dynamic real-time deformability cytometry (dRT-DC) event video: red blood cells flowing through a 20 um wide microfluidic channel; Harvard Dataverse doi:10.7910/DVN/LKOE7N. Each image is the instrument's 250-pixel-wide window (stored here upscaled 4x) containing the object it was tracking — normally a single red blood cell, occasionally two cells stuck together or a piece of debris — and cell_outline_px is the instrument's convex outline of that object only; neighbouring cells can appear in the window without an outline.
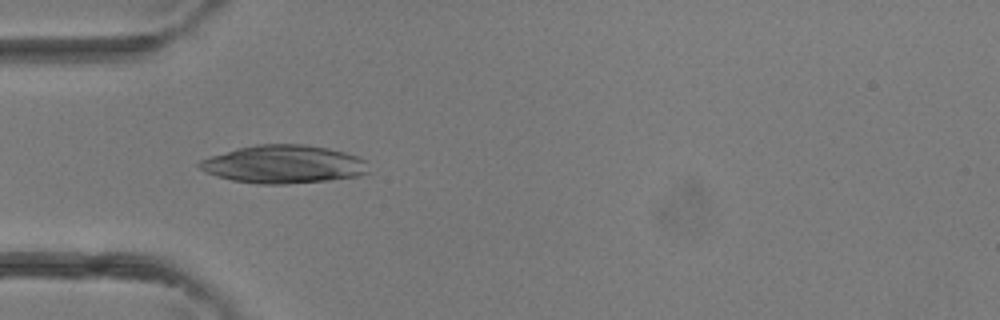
{"species": "common noctule bat (a hibernating species)", "species_latin": "Nyctalus noctula", "temperature_condition": "room temperature", "stored_images_in_passage": 4, "camera_frame_rate_fps": 3000, "um_per_image_px": 0.085, "animal": {"sex": "female"}, "frame": {"image": 1, "passage_image": 4, "time_ms": 1.0, "image_size_px": [1000, 320], "cell_outline_px": [[368, 172], [356, 176], [328, 180], [284, 184], [256, 184], [232, 180], [216, 176], [204, 172], [196, 164], [200, 160], [236, 148], [256, 144], [304, 144], [328, 148], [344, 152], [356, 156], [364, 160]], "centroid_in_image_um": [24.05, 13.96], "position_along_channel_um": 61.0, "area_um2": 37.4}}